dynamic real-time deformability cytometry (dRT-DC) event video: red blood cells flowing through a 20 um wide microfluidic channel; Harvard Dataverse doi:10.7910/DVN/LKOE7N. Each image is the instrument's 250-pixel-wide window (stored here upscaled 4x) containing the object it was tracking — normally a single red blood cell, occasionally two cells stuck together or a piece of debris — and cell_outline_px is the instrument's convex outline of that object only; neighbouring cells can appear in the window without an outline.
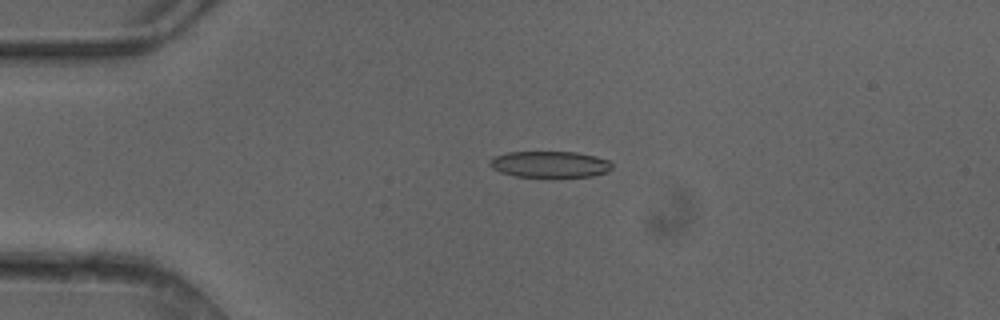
{"species": "common noctule bat (a hibernating species)", "species_latin": "Nyctalus noctula", "temperature_condition": "cold", "stored_images_in_passage": 5, "camera_frame_rate_fps": 3000, "um_per_image_px": 0.085, "animal": {"sex": "female"}, "frame": {"image": 1, "passage_image": 4, "time_ms": 1.0, "image_size_px": [1000, 320], "cell_outline_px": [[612, 168], [608, 172], [592, 176], [516, 176], [500, 172], [492, 168], [488, 164], [488, 160], [492, 156], [508, 152], [576, 152], [596, 156], [608, 160], [612, 164]], "centroid_in_image_um": [46.71, 13.95], "position_along_channel_um": 38.3, "area_um2": 18.73}}